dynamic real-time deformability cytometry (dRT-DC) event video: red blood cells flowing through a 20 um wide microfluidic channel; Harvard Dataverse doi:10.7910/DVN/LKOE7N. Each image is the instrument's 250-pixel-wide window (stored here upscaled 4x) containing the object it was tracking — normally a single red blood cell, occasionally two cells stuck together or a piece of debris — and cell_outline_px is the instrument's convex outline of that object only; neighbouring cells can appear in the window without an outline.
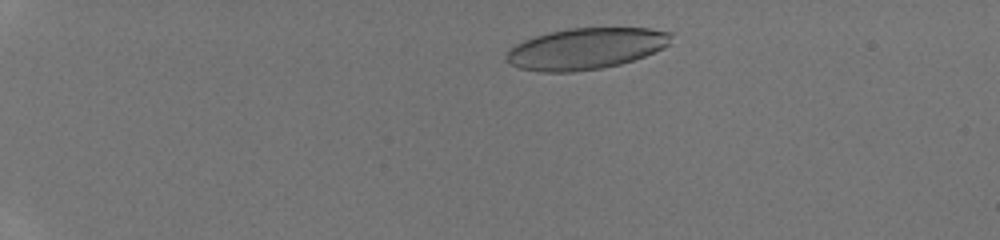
{"species": "human", "species_latin": "Homo sapiens", "temperature_condition": "room temperature", "stored_images_in_passage": 38, "camera_frame_rate_fps": 3000, "um_per_image_px": 0.085, "donor": {"sex": "male"}, "frame": {"image": 1, "passage_image": 3, "time_ms": 0.667, "image_size_px": [1000, 240], "cell_outline_px": [[672, 36], [668, 44], [644, 56], [620, 64], [600, 68], [572, 72], [544, 72], [520, 68], [512, 64], [504, 56], [516, 44], [524, 40], [548, 32], [568, 28], [648, 28], [672, 32]], "centroid_in_image_um": [49.78, 4.12], "position_along_channel_um": 35.2, "area_um2": 39.19}}
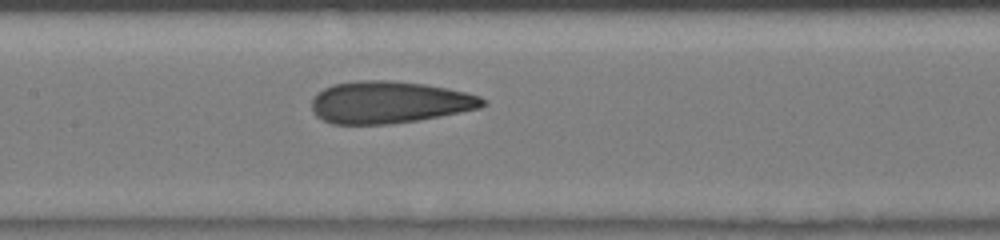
{"frame": {"image": 2, "passage_image": 18, "time_ms": 5.667, "image_size_px": [1000, 240], "cell_outline_px": [[488, 104], [480, 108], [440, 116], [392, 124], [332, 124], [316, 116], [312, 112], [312, 96], [316, 92], [332, 84], [356, 80], [392, 80], [424, 84], [448, 88], [480, 96], [488, 100]], "centroid_in_image_um": [33.07, 8.68], "position_along_channel_um": 174.3, "area_um2": 42.31}}
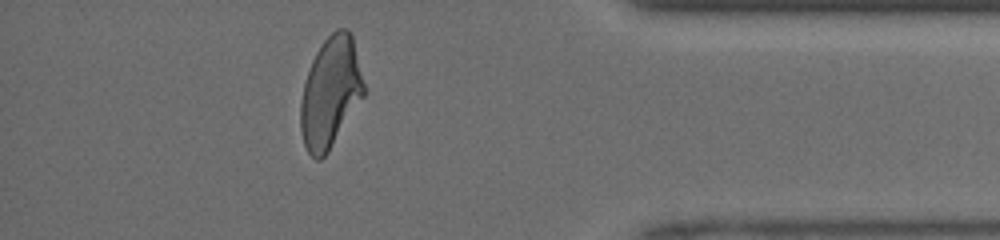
{"frame": {"image": 3, "passage_image": 34, "time_ms": 11.0, "image_size_px": [1000, 240], "cell_outline_px": [[364, 96], [328, 152], [320, 160], [316, 160], [308, 152], [304, 144], [300, 128], [300, 104], [304, 84], [312, 60], [316, 52], [324, 40], [336, 28], [348, 28], [352, 32], [364, 84]], "centroid_in_image_um": [28.09, 7.84], "position_along_channel_um": 407.1, "area_um2": 40.69}}